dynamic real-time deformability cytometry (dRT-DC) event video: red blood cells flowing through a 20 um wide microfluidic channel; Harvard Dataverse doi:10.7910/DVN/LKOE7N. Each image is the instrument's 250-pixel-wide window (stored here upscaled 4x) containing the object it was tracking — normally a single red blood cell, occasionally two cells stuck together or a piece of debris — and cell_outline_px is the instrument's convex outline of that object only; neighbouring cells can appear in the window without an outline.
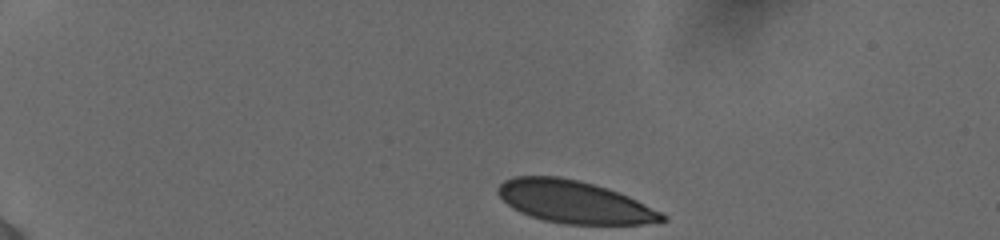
{"species": "human", "species_latin": "Homo sapiens", "temperature_condition": "cold", "stored_images_in_passage": 12, "camera_frame_rate_fps": 3000, "um_per_image_px": 0.085, "donor": {"sex": "female"}, "frame": {"image": 1, "passage_image": 1, "time_ms": 0.0, "image_size_px": [1000, 240], "cell_outline_px": [[668, 220], [644, 224], [564, 224], [544, 220], [520, 212], [512, 208], [496, 192], [496, 188], [504, 180], [516, 176], [560, 176], [592, 184], [628, 196], [668, 216]], "centroid_in_image_um": [48.78, 17.17], "position_along_channel_um": 36.2, "area_um2": 40.17}}